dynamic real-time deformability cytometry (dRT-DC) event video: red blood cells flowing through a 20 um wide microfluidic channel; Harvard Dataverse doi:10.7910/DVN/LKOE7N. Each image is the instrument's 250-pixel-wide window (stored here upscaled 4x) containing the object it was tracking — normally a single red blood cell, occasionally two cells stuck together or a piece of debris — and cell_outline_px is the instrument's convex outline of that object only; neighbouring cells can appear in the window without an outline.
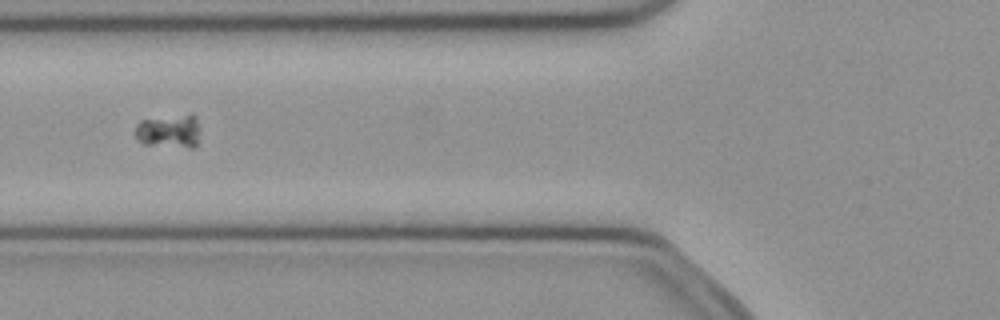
{"species": "common noctule bat (a hibernating species)", "species_latin": "Nyctalus noctula", "temperature_condition": "cold", "stored_images_in_passage": 35, "camera_frame_rate_fps": 3000, "um_per_image_px": 0.085, "animal": {"sex": "female", "body_mass_g": 21.9}, "frame": {"image": 1, "passage_image": 4, "time_ms": 1.0, "image_size_px": [1000, 320], "cell_outline_px": [[200, 128], [196, 144], [192, 148], [188, 148], [144, 144], [132, 132], [136, 124], [140, 120], [192, 112], [196, 116]], "centroid_in_image_um": [14.38, 11.11], "position_along_channel_um": 111.4, "area_um2": 13.18}}
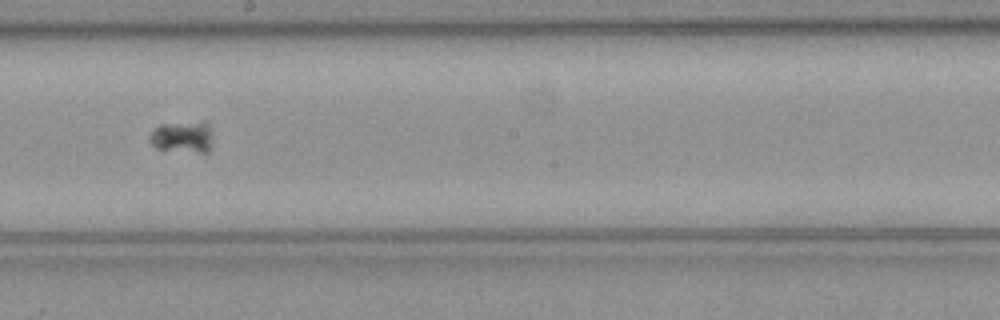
{"frame": {"image": 2, "passage_image": 13, "time_ms": 4.0, "image_size_px": [1000, 320], "cell_outline_px": [[208, 152], [196, 152], [156, 148], [148, 140], [148, 136], [160, 124], [204, 120], [208, 124]], "centroid_in_image_um": [15.43, 11.6], "position_along_channel_um": 232.8, "area_um2": 11.27}}
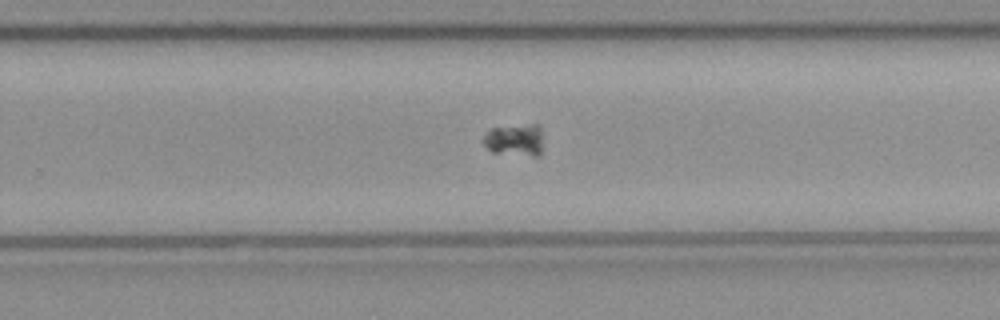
{"frame": {"image": 3, "passage_image": 17, "time_ms": 5.333, "image_size_px": [1000, 320], "cell_outline_px": [[540, 156], [532, 156], [492, 152], [480, 140], [488, 128], [532, 124], [540, 124]], "centroid_in_image_um": [43.69, 11.88], "position_along_channel_um": 286.1, "area_um2": 11.21}}